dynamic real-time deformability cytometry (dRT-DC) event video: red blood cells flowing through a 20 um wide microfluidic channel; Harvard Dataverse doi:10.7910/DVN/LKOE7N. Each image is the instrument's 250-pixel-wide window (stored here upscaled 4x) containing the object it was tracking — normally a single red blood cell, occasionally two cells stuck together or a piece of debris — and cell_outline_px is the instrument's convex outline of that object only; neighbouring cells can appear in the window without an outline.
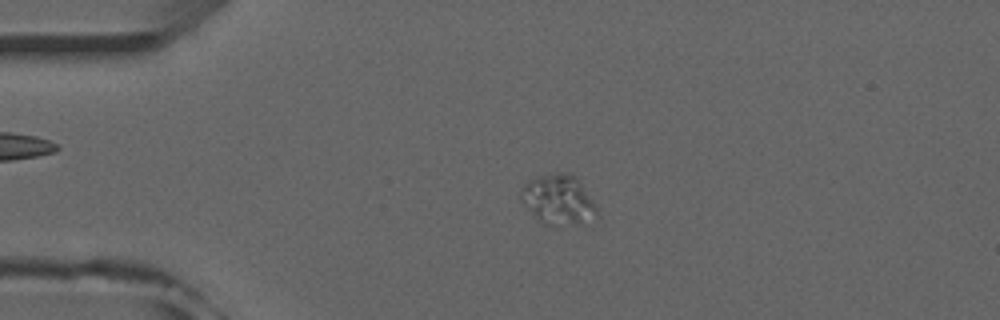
{"species": "common noctule bat (a hibernating species)", "species_latin": "Nyctalus noctula", "temperature_condition": "room temperature", "stored_images_in_passage": 53, "camera_frame_rate_fps": 3000, "um_per_image_px": 0.085, "animal": {"sex": "male", "forearm_length_mm": 52.5}, "frame": {"image": 1, "passage_image": 13, "time_ms": 4.0, "image_size_px": [1000, 320], "cell_outline_px": [[600, 216], [580, 224], [556, 228], [544, 224], [536, 220], [520, 200], [520, 188], [528, 180], [540, 176], [556, 172], [568, 172], [576, 176], [596, 204], [600, 212]], "centroid_in_image_um": [47.47, 17.02], "position_along_channel_um": 37.5, "area_um2": 23.06}}
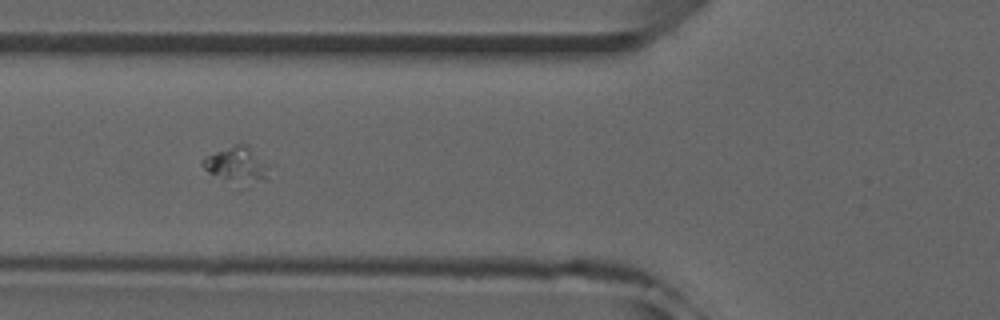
{"frame": {"image": 2, "passage_image": 21, "time_ms": 6.667, "image_size_px": [1000, 320], "cell_outline_px": [[264, 176], [232, 180], [208, 172], [200, 164], [208, 156], [216, 152], [236, 144], [248, 144], [264, 164]], "centroid_in_image_um": [19.97, 13.86], "position_along_channel_um": 105.8, "area_um2": 11.56}}
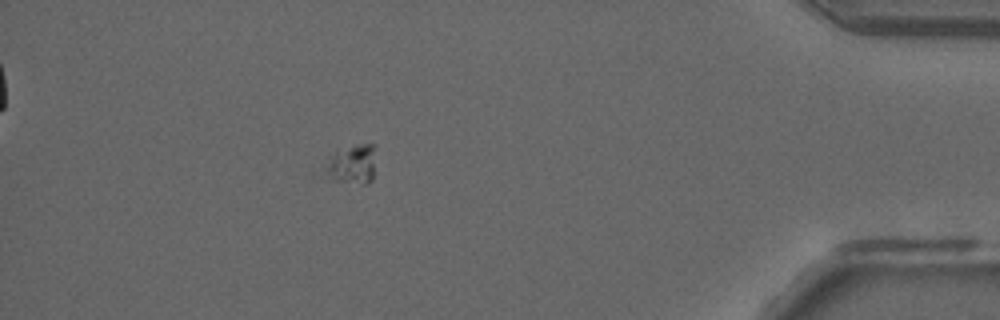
{"frame": {"image": 3, "passage_image": 48, "time_ms": 15.667, "image_size_px": [1000, 320], "cell_outline_px": [[372, 180], [368, 184], [360, 184], [316, 180], [312, 176], [312, 172], [328, 156], [336, 152], [356, 144], [372, 144]], "centroid_in_image_um": [29.52, 14.1], "position_along_channel_um": 405.7, "area_um2": 13.01}}